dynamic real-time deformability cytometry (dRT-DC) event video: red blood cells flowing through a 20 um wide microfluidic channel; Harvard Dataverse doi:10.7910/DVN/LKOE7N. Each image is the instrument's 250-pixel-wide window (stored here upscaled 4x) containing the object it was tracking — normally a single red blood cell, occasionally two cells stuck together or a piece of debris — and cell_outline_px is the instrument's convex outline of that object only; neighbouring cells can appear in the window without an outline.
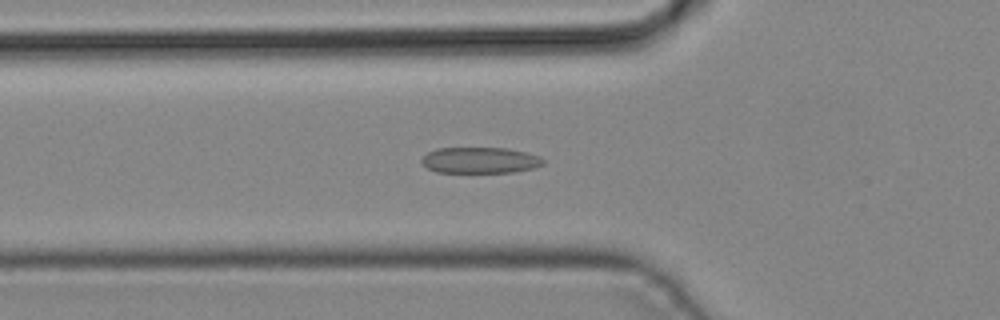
{"species": "common noctule bat (a hibernating species)", "species_latin": "Nyctalus noctula", "temperature_condition": "cold", "stored_images_in_passage": 45, "camera_frame_rate_fps": 3000, "um_per_image_px": 0.085, "animal": {"sex": "male", "body_mass_g": 19.2, "forearm_length_mm": 51.8}, "frame": {"image": 1, "passage_image": 15, "time_ms": 4.667, "image_size_px": [1000, 320], "cell_outline_px": [[544, 164], [532, 168], [512, 172], [436, 172], [428, 168], [420, 160], [428, 152], [436, 148], [508, 148], [540, 156], [544, 160]], "centroid_in_image_um": [40.8, 13.61], "position_along_channel_um": 85.0, "area_um2": 18.32}}
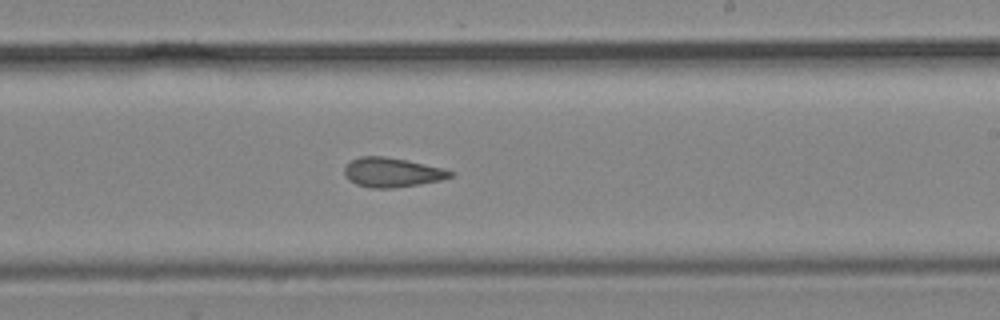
{"frame": {"image": 2, "passage_image": 26, "time_ms": 8.333, "image_size_px": [1000, 320], "cell_outline_px": [[456, 172], [452, 176], [440, 180], [420, 184], [392, 188], [372, 188], [356, 184], [348, 180], [344, 172], [344, 168], [352, 160], [360, 156], [384, 156], [408, 160], [444, 168]], "centroid_in_image_um": [33.34, 14.65], "position_along_channel_um": 255.7, "area_um2": 18.21}}
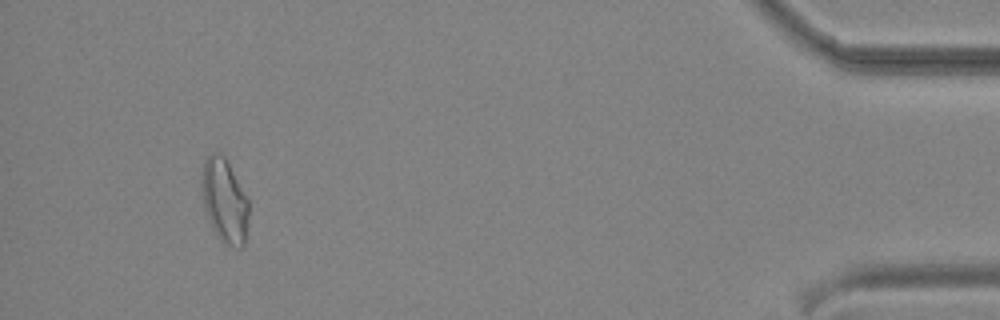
{"frame": {"image": 3, "passage_image": 41, "time_ms": 13.333, "image_size_px": [1000, 320], "cell_outline_px": [[248, 220], [244, 244], [240, 248], [224, 244], [216, 236], [212, 228], [204, 208], [200, 188], [200, 176], [204, 156], [212, 152], [216, 152], [224, 156], [248, 200]], "centroid_in_image_um": [19.03, 17.04], "position_along_channel_um": 416.2, "area_um2": 23.29}}